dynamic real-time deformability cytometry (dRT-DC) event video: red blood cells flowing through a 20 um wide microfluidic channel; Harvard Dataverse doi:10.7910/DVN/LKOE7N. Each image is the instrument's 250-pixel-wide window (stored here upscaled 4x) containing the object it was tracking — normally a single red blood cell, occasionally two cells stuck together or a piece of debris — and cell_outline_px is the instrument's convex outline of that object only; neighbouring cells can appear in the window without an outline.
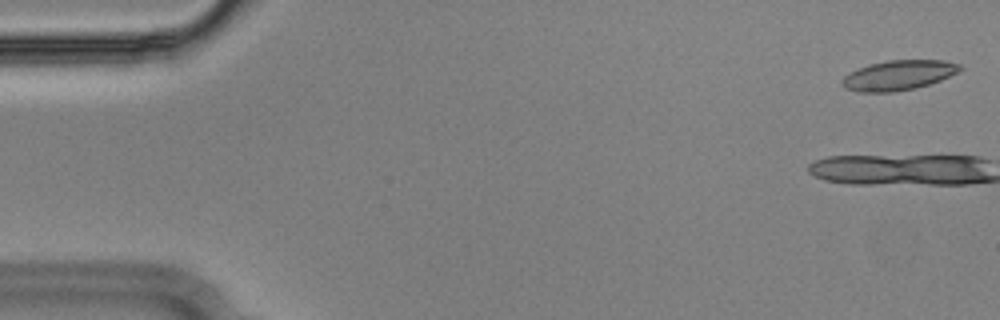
{"species": "Egyptian fruit bat (a non-hibernating species)", "species_latin": "Rousettus aegyptiacus", "temperature_condition": "cold", "stored_images_in_passage": 11, "camera_frame_rate_fps": 3000, "um_per_image_px": 0.085, "animal": {"sex": "male"}, "frame": {"image": 1, "passage_image": 1, "time_ms": 0.0, "image_size_px": [1000, 320], "cell_outline_px": [[964, 68], [940, 80], [916, 88], [892, 92], [856, 92], [844, 88], [840, 84], [840, 80], [844, 76], [868, 64], [888, 60], [944, 60], [960, 64]], "centroid_in_image_um": [76.33, 6.4], "position_along_channel_um": 8.7, "area_um2": 20.52}}